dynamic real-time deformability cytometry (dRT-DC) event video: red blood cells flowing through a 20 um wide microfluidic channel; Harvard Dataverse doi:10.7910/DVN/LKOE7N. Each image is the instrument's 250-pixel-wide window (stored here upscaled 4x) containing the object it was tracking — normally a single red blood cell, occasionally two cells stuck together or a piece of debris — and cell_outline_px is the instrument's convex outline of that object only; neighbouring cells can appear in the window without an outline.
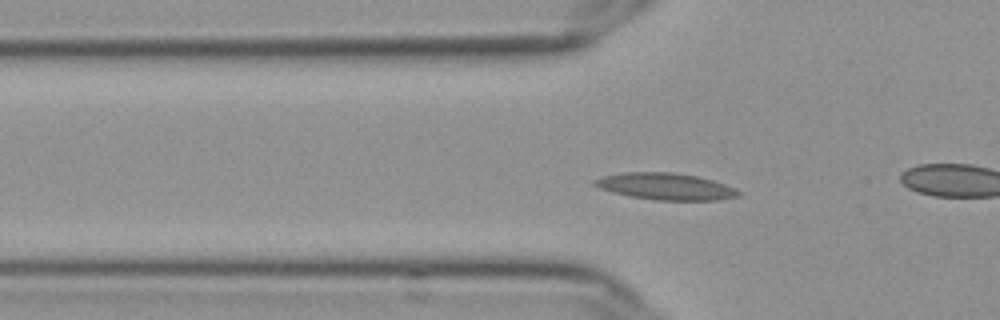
{"species": "Egyptian fruit bat (a non-hibernating species)", "species_latin": "Rousettus aegyptiacus", "temperature_condition": "cold", "stored_images_in_passage": 54, "camera_frame_rate_fps": 3000, "um_per_image_px": 0.085, "frame": {"image": 1, "passage_image": 15, "time_ms": 4.667, "image_size_px": [1000, 320], "cell_outline_px": [[740, 196], [716, 200], [656, 200], [632, 196], [612, 192], [600, 188], [592, 184], [592, 180], [604, 176], [624, 172], [672, 172], [696, 176], [712, 180], [724, 184], [740, 192]], "centroid_in_image_um": [56.54, 15.84], "position_along_channel_um": 69.3, "area_um2": 22.14}}
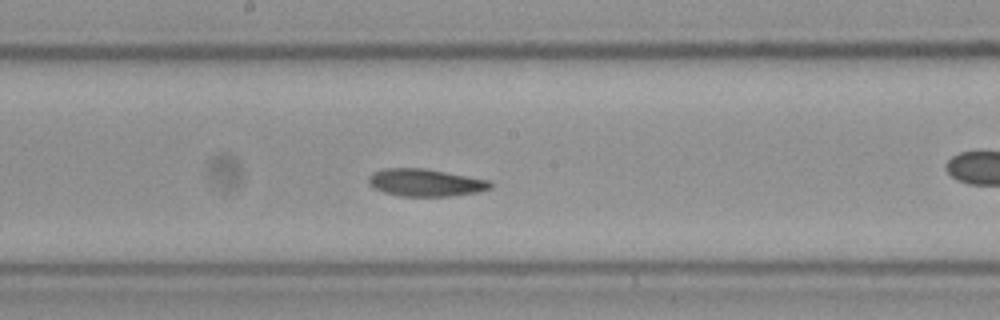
{"frame": {"image": 2, "passage_image": 27, "time_ms": 8.667, "image_size_px": [1000, 320], "cell_outline_px": [[492, 188], [476, 192], [452, 196], [400, 196], [384, 192], [372, 188], [368, 184], [368, 176], [372, 172], [384, 168], [424, 168], [492, 180]], "centroid_in_image_um": [36.15, 15.52], "position_along_channel_um": 212.1, "area_um2": 19.71}}
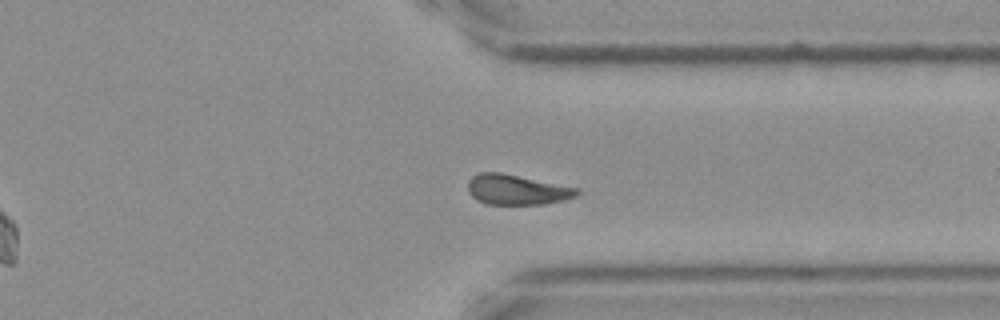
{"frame": {"image": 3, "passage_image": 40, "time_ms": 13.0, "image_size_px": [1000, 320], "cell_outline_px": [[580, 192], [576, 196], [564, 200], [544, 204], [484, 204], [476, 200], [468, 192], [468, 180], [472, 176], [480, 172], [500, 172], [580, 188]], "centroid_in_image_um": [43.92, 16.12], "position_along_channel_um": 367.5, "area_um2": 19.31}, "authors_computed_cell_mechanics": {"area_um2": 19.7098, "velocity_mm_per_s": 3.5801, "shape_relaxation_time_tau1_ms": 9.8343, "shape_relaxation_time_tau2_ms": 6.8997, "deformation_change_tau1": 0.1991, "deformation_change_tau2": 0.1145}}